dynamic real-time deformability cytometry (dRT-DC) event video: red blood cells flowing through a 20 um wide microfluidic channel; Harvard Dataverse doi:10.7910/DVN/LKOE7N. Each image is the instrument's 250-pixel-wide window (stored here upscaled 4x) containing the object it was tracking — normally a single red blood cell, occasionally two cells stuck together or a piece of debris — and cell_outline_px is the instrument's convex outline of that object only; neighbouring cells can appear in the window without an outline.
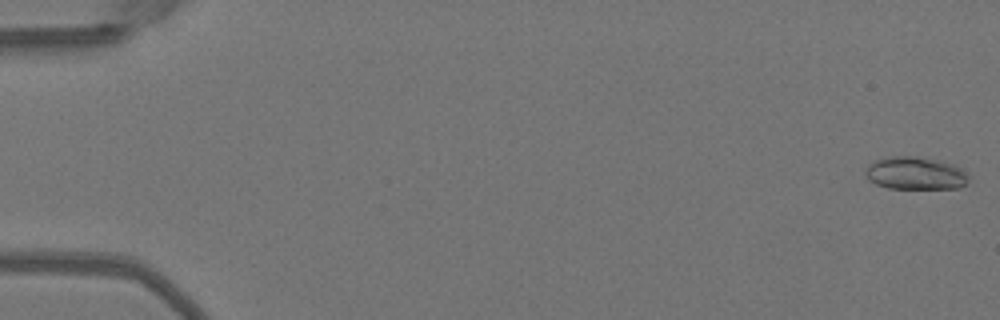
{"species": "Egyptian fruit bat (a non-hibernating species)", "species_latin": "Rousettus aegyptiacus", "temperature_condition": "warm", "stored_images_in_passage": 52, "camera_frame_rate_fps": 3000, "um_per_image_px": 0.085, "animal": {"sex": "female"}, "frame": {"image": 1, "passage_image": 1, "time_ms": 0.0, "image_size_px": [1000, 320], "cell_outline_px": [[972, 176], [960, 188], [888, 188], [876, 184], [868, 180], [864, 172], [864, 168], [872, 160], [888, 156], [916, 156], [940, 160], [964, 168]], "centroid_in_image_um": [77.8, 14.71], "position_along_channel_um": 7.2, "area_um2": 20.23}}
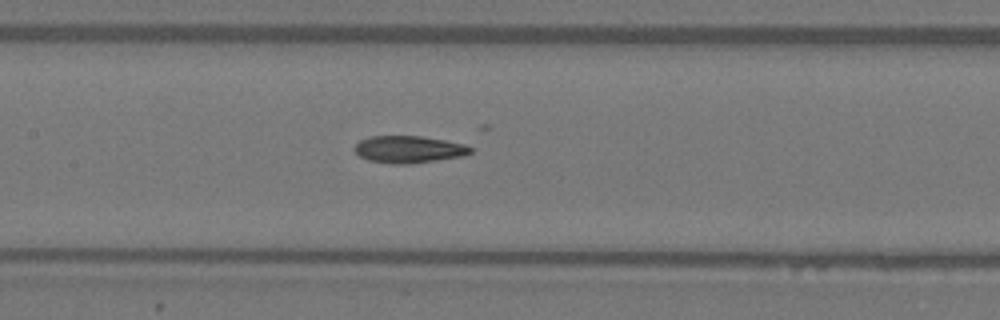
{"frame": {"image": 2, "passage_image": 25, "time_ms": 8.0, "image_size_px": [1000, 320], "cell_outline_px": [[472, 152], [464, 156], [408, 164], [392, 164], [368, 160], [360, 156], [352, 148], [360, 140], [368, 136], [420, 136], [444, 140], [464, 144], [472, 148]], "centroid_in_image_um": [34.72, 12.69], "position_along_channel_um": 172.7, "area_um2": 18.32}}
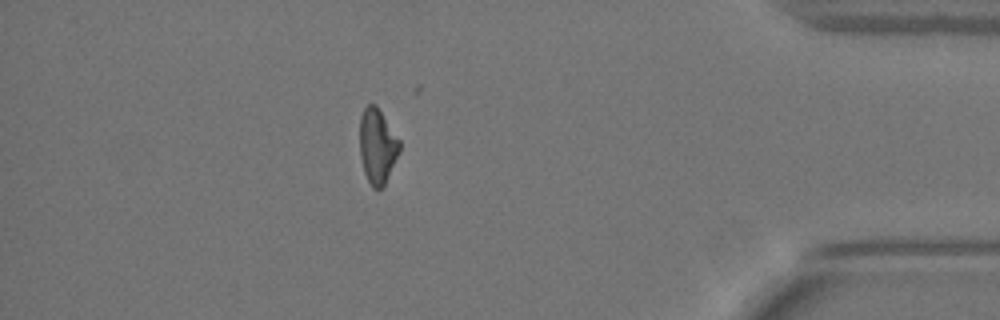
{"frame": {"image": 3, "passage_image": 45, "time_ms": 14.667, "image_size_px": [1000, 320], "cell_outline_px": [[400, 152], [384, 184], [380, 188], [372, 188], [364, 172], [360, 156], [360, 116], [364, 108], [368, 104], [376, 104], [400, 140]], "centroid_in_image_um": [32.07, 12.39], "position_along_channel_um": 403.1, "area_um2": 17.34}}